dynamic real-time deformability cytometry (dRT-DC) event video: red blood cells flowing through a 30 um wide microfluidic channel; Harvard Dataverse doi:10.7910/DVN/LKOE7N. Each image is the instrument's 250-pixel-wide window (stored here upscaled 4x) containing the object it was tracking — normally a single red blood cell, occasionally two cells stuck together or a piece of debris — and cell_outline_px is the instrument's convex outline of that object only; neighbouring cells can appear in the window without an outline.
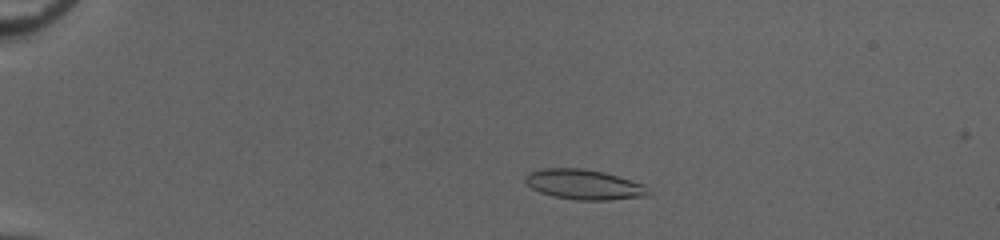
{"species": "common noctule bat (a hibernating species)", "species_latin": "Nyctalus noctula", "temperature_condition": "cold", "stored_images_in_passage": 45, "camera_frame_rate_fps": 3000, "um_per_image_px": 0.085, "animal": {"sex": "female", "body_mass_g": 20.0, "forearm_length_mm": 54.0}, "frame": {"image": 1, "passage_image": 5, "time_ms": 1.333, "image_size_px": [1000, 240], "cell_outline_px": [[652, 192], [648, 196], [608, 200], [576, 200], [552, 196], [540, 192], [532, 188], [524, 180], [524, 176], [528, 172], [540, 168], [580, 168], [604, 172], [644, 184]], "centroid_in_image_um": [49.64, 15.68], "position_along_channel_um": 35.4, "area_um2": 21.73}}
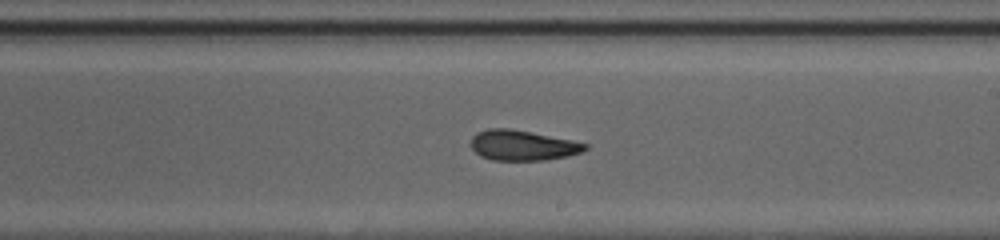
{"frame": {"image": 2, "passage_image": 26, "time_ms": 8.333, "image_size_px": [1000, 240], "cell_outline_px": [[588, 148], [580, 152], [568, 156], [544, 160], [492, 160], [480, 156], [472, 148], [472, 136], [476, 132], [488, 128], [512, 128], [572, 140], [588, 144]], "centroid_in_image_um": [44.41, 12.34], "position_along_channel_um": 244.6, "area_um2": 20.17}}
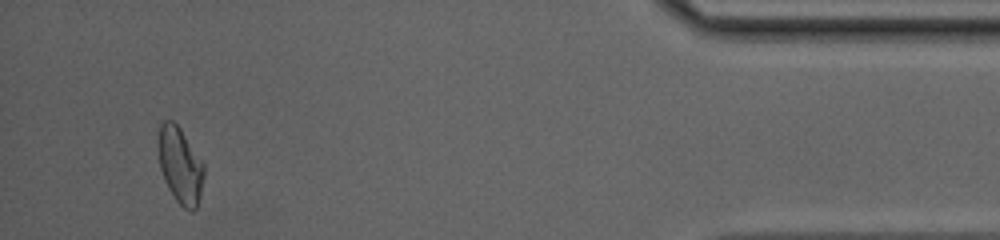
{"frame": {"image": 3, "passage_image": 43, "time_ms": 14.0, "image_size_px": [1000, 240], "cell_outline_px": [[204, 176], [200, 196], [196, 208], [192, 212], [188, 212], [176, 200], [168, 188], [164, 180], [160, 168], [156, 148], [156, 140], [160, 124], [164, 120], [172, 120], [180, 128], [204, 164]], "centroid_in_image_um": [15.28, 14.04], "position_along_channel_um": 419.9, "area_um2": 20.63}, "authors_computed_cell_mechanics": {"area_um2": 20.4612, "velocity_mm_per_s": 4.0851, "shape_relaxation_time_tau1_ms": 10.7639, "shape_relaxation_time_tau2_ms": 2.5989, "deformation_change_tau1": 0.2335, "deformation_change_tau2": 0.0885}}